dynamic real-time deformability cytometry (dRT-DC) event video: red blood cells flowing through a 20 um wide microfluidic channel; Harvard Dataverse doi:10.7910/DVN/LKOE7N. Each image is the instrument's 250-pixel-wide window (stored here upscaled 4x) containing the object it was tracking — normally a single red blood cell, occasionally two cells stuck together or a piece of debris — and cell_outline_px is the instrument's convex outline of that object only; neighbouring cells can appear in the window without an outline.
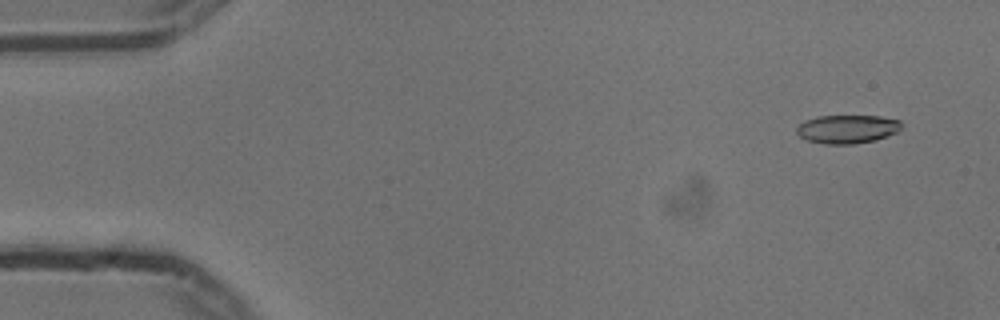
{"species": "common noctule bat (a hibernating species)", "species_latin": "Nyctalus noctula", "temperature_condition": "cold", "stored_images_in_passage": 13, "camera_frame_rate_fps": 3000, "um_per_image_px": 0.085, "animal": {"sex": "male", "body_mass_g": 13.3}, "frame": {"image": 1, "passage_image": 4, "time_ms": 1.0, "image_size_px": [1000, 320], "cell_outline_px": [[904, 124], [896, 132], [876, 140], [852, 144], [824, 144], [808, 140], [800, 136], [796, 132], [796, 128], [804, 120], [816, 116], [880, 116], [900, 120]], "centroid_in_image_um": [72.02, 10.96], "position_along_channel_um": 13.0, "area_um2": 17.46}}